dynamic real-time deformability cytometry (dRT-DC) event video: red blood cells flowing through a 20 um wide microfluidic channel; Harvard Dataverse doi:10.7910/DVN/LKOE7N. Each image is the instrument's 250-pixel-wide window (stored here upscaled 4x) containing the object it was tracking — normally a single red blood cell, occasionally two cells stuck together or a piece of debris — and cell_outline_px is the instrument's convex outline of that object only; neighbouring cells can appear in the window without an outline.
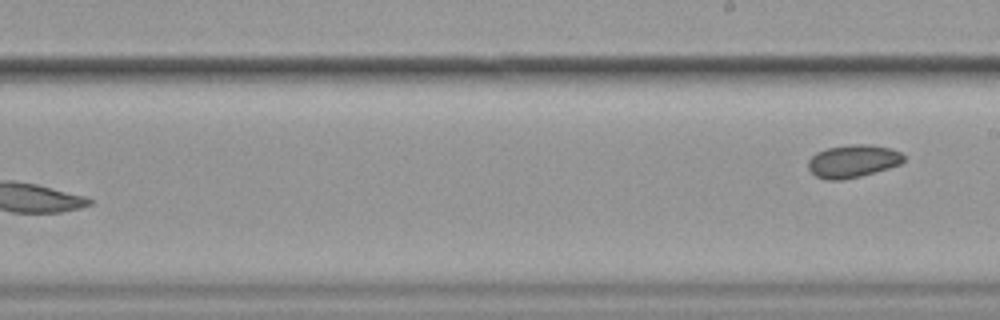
{"species": "common noctule bat (a hibernating species)", "species_latin": "Nyctalus noctula", "temperature_condition": "cold", "stored_images_in_passage": 10, "camera_frame_rate_fps": 3000, "um_per_image_px": 0.085, "animal": {"sex": "female", "body_mass_g": 19.9}, "frame": {"image": 1, "passage_image": 10, "time_ms": 3.0, "image_size_px": [1000, 320], "cell_outline_px": [[904, 160], [900, 164], [888, 168], [860, 176], [844, 180], [824, 180], [816, 176], [808, 168], [808, 160], [816, 152], [828, 148], [852, 144], [868, 144], [892, 148], [900, 152], [904, 156]], "centroid_in_image_um": [72.48, 13.7], "position_along_channel_um": 216.5, "area_um2": 18.26}}